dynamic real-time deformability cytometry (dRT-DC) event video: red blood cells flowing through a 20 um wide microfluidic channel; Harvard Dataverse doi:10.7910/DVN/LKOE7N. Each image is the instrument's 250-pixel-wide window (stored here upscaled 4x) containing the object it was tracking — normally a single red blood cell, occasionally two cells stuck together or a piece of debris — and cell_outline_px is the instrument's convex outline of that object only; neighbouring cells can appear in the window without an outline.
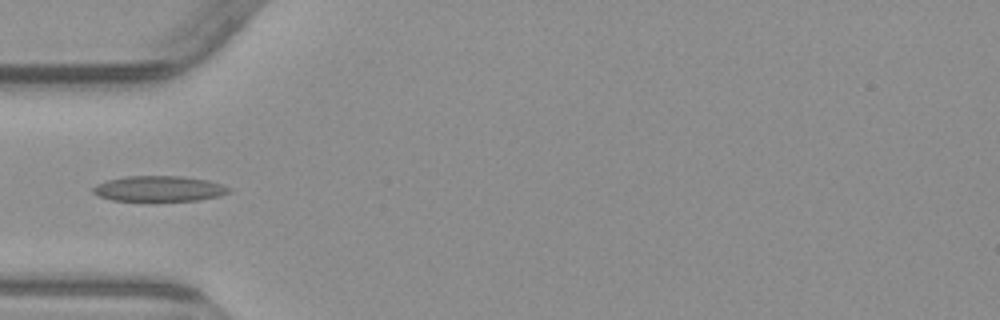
{"species": "common noctule bat (a hibernating species)", "species_latin": "Nyctalus noctula", "temperature_condition": "warm", "stored_images_in_passage": 4, "camera_frame_rate_fps": 3000, "um_per_image_px": 0.085, "animal": {"sex": "male", "body_mass_g": 23.1, "forearm_length_mm": 52.7}, "frame": {"image": 1, "passage_image": 4, "time_ms": 5.0, "image_size_px": [1000, 320], "cell_outline_px": [[232, 192], [220, 196], [200, 200], [112, 200], [100, 196], [92, 192], [92, 188], [96, 184], [108, 180], [124, 176], [184, 176], [208, 180], [232, 188]], "centroid_in_image_um": [13.56, 16.03], "position_along_channel_um": 71.4, "area_um2": 20.17}}